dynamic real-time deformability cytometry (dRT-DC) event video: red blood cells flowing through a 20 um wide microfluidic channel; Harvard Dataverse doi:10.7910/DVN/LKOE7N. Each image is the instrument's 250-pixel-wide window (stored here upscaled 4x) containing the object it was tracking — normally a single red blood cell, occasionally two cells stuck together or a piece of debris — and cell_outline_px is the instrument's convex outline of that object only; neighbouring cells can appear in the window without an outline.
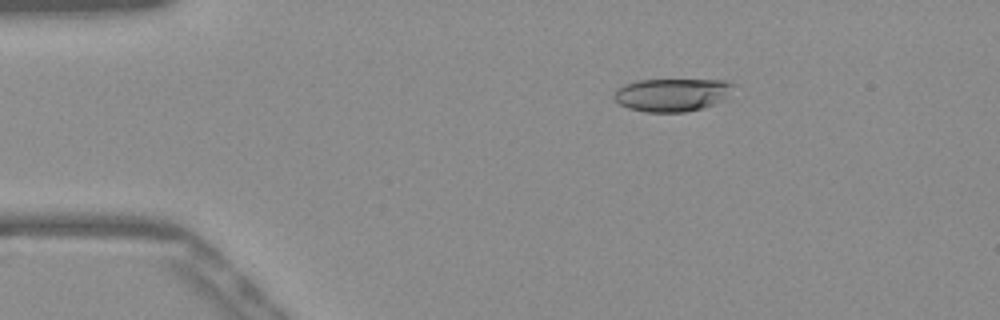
{"species": "Egyptian fruit bat (a non-hibernating species)", "species_latin": "Rousettus aegyptiacus", "temperature_condition": "warm", "stored_images_in_passage": 44, "camera_frame_rate_fps": 3000, "um_per_image_px": 0.085, "frame": {"image": 1, "passage_image": 1, "time_ms": 0.0, "image_size_px": [1000, 320], "cell_outline_px": [[736, 84], [720, 100], [712, 104], [700, 108], [684, 112], [648, 112], [628, 108], [620, 104], [612, 96], [616, 88], [624, 84], [636, 80], [724, 80]], "centroid_in_image_um": [57.04, 8.04], "position_along_channel_um": 28.0, "area_um2": 22.66}}
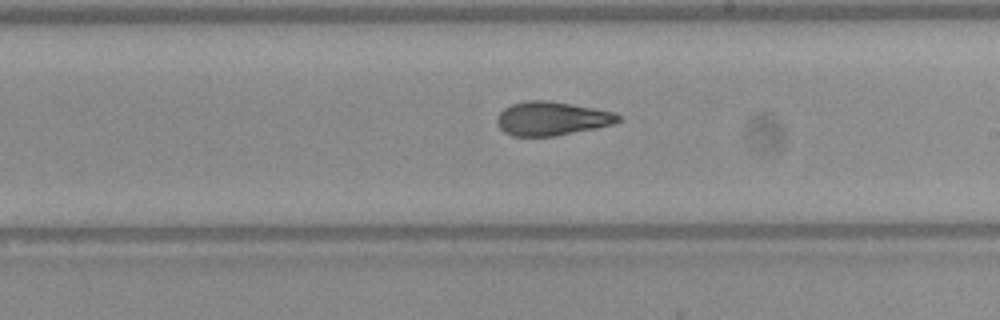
{"frame": {"image": 2, "passage_image": 22, "time_ms": 7.0, "image_size_px": [1000, 320], "cell_outline_px": [[620, 120], [612, 124], [596, 128], [552, 136], [512, 136], [504, 132], [500, 128], [496, 120], [496, 116], [504, 108], [512, 104], [524, 100], [544, 100], [572, 104], [612, 112], [620, 116]], "centroid_in_image_um": [46.84, 10.07], "position_along_channel_um": 242.2, "area_um2": 23.64}}
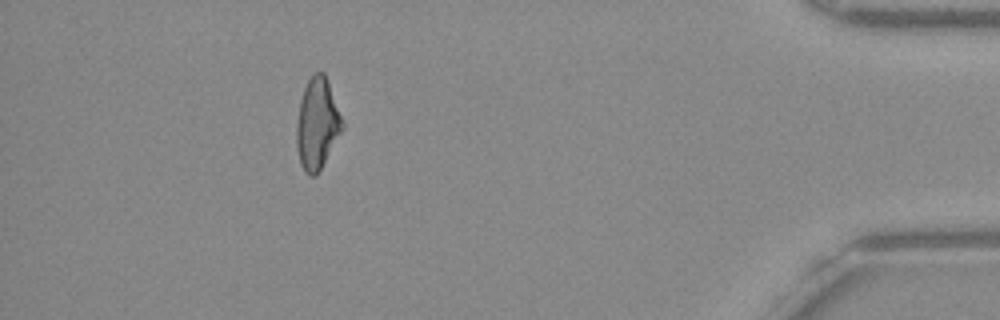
{"frame": {"image": 3, "passage_image": 39, "time_ms": 12.667, "image_size_px": [1000, 320], "cell_outline_px": [[344, 128], [316, 176], [308, 176], [304, 172], [300, 164], [296, 148], [296, 124], [300, 100], [304, 88], [308, 80], [316, 72], [324, 72], [328, 80], [344, 124]], "centroid_in_image_um": [26.95, 10.55], "position_along_channel_um": 408.3, "area_um2": 24.39}, "authors_computed_cell_mechanics": {"area_um2": 23.987, "velocity_mm_per_s": 3.8975, "shape_relaxation_time_tau1_ms": null, "shape_relaxation_time_tau2_ms": 2.6598, "deformation_change_tau1": null, "deformation_change_tau2": 0.1225}}